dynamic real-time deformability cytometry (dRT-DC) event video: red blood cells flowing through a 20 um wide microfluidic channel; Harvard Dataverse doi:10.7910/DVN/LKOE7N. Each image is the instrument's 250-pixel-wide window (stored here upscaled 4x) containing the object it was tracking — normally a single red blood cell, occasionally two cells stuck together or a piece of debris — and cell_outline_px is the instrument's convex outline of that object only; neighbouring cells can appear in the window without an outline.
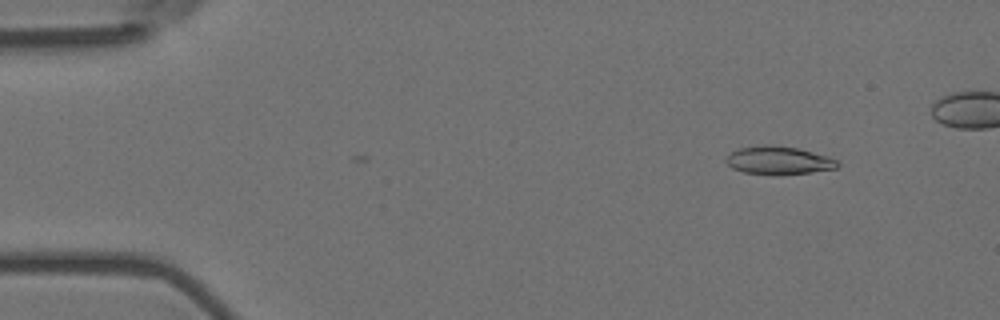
{"species": "Egyptian fruit bat (a non-hibernating species)", "species_latin": "Rousettus aegyptiacus", "temperature_condition": "room temperature", "stored_images_in_passage": 5, "camera_frame_rate_fps": 3000, "um_per_image_px": 0.085, "animal": {"sex": "female"}, "frame": {"image": 1, "passage_image": 2, "time_ms": 0.333, "image_size_px": [1000, 320], "cell_outline_px": [[840, 164], [836, 168], [808, 172], [772, 176], [744, 172], [732, 168], [728, 164], [728, 156], [736, 148], [764, 144], [772, 144], [796, 148], [828, 156], [836, 160]], "centroid_in_image_um": [66.16, 13.63], "position_along_channel_um": 18.8, "area_um2": 18.26}}